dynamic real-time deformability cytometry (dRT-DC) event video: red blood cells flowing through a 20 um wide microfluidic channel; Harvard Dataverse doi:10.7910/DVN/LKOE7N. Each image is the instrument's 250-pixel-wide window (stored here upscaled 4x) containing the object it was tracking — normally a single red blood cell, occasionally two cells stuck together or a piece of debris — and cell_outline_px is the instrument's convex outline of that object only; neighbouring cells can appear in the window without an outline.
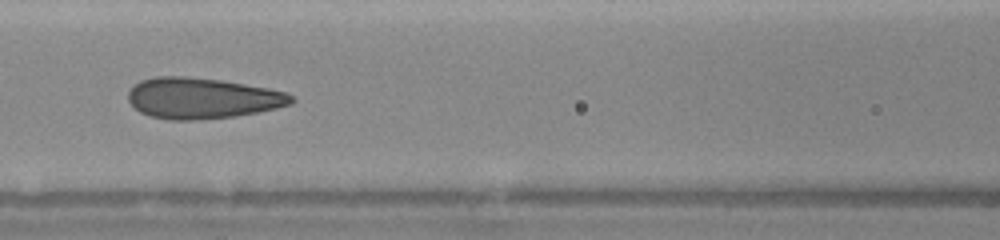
{"species": "human", "species_latin": "Homo sapiens", "temperature_condition": "warm", "stored_images_in_passage": 15, "camera_frame_rate_fps": 3000, "um_per_image_px": 0.085, "donor": {"sex": "female"}, "frame": {"image": 1, "passage_image": 9, "time_ms": 6.667, "image_size_px": [1000, 240], "cell_outline_px": [[296, 100], [292, 104], [276, 108], [236, 116], [196, 120], [168, 120], [152, 116], [140, 112], [128, 100], [128, 92], [140, 80], [156, 76], [184, 76], [220, 80], [268, 88], [284, 92], [292, 96]], "centroid_in_image_um": [17.18, 8.35], "position_along_channel_um": 149.4, "area_um2": 38.73}}
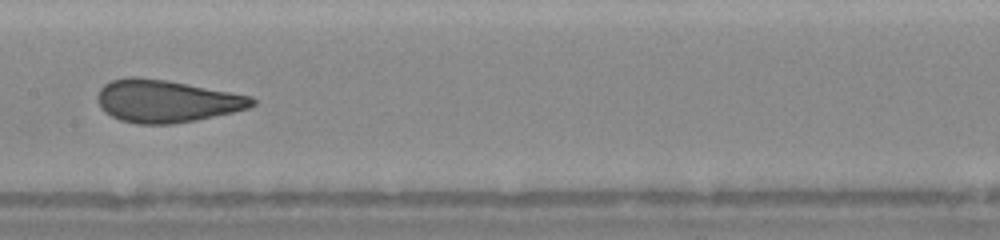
{"frame": {"image": 2, "passage_image": 11, "time_ms": 7.667, "image_size_px": [1000, 240], "cell_outline_px": [[256, 104], [248, 108], [232, 112], [196, 120], [172, 124], [136, 124], [120, 120], [104, 112], [96, 96], [100, 88], [104, 84], [112, 80], [128, 76], [136, 76], [168, 80], [252, 96], [256, 100]], "centroid_in_image_um": [14.13, 8.58], "position_along_channel_um": 193.3, "area_um2": 38.38}}